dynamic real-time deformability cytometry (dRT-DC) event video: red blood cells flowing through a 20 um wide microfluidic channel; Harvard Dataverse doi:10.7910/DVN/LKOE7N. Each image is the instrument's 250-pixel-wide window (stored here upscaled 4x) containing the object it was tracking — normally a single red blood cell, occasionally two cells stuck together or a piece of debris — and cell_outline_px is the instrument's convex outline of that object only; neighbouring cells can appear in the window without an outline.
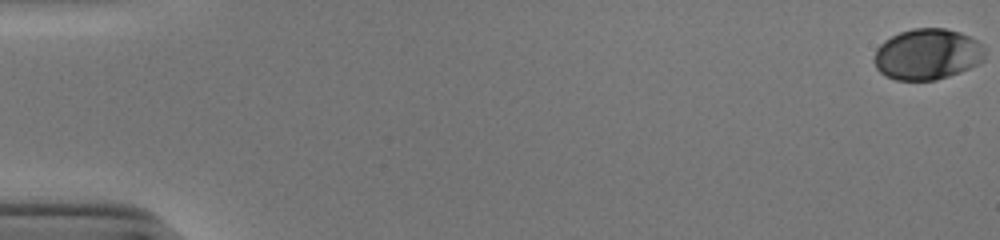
{"species": "human", "species_latin": "Homo sapiens", "temperature_condition": "cold", "stored_images_in_passage": 47, "camera_frame_rate_fps": 3000, "um_per_image_px": 0.085, "donor": {"sex": "male"}, "frame": {"image": 1, "passage_image": 1, "time_ms": 0.0, "image_size_px": [1000, 240], "cell_outline_px": [[984, 60], [980, 64], [960, 72], [936, 80], [896, 80], [884, 76], [876, 68], [872, 60], [876, 48], [884, 40], [900, 32], [912, 28], [944, 28], [960, 32], [984, 44]], "centroid_in_image_um": [78.81, 4.61], "position_along_channel_um": 6.2, "area_um2": 33.29}}
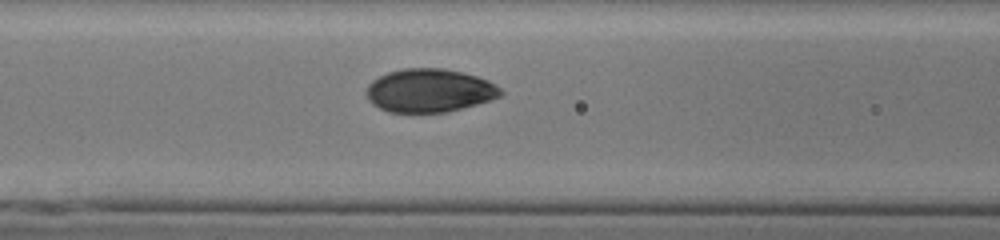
{"frame": {"image": 2, "passage_image": 24, "time_ms": 7.667, "image_size_px": [1000, 240], "cell_outline_px": [[504, 92], [500, 96], [476, 104], [448, 112], [388, 112], [372, 104], [368, 100], [368, 84], [372, 80], [388, 72], [404, 68], [444, 68], [476, 76], [488, 80], [500, 88]], "centroid_in_image_um": [36.49, 7.69], "position_along_channel_um": 130.1, "area_um2": 33.7}}
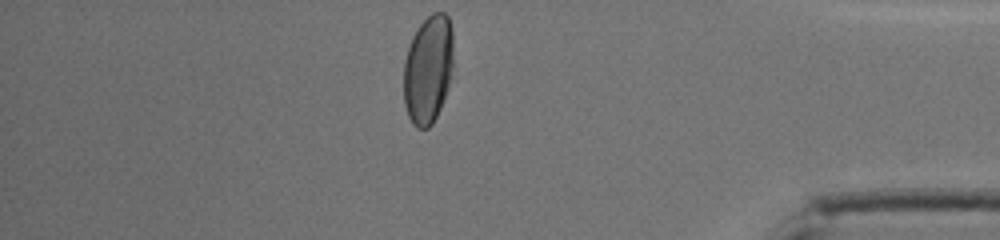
{"frame": {"image": 3, "passage_image": 47, "time_ms": 15.333, "image_size_px": [1000, 240], "cell_outline_px": [[452, 76], [440, 108], [432, 124], [428, 128], [416, 128], [412, 124], [408, 116], [404, 104], [404, 60], [412, 36], [420, 24], [432, 12], [444, 12], [448, 16], [452, 28]], "centroid_in_image_um": [36.38, 5.89], "position_along_channel_um": 398.8, "area_um2": 31.56}, "authors_computed_cell_mechanics": {"area_um2": 33.6396, "velocity_mm_per_s": 3.9025, "shape_relaxation_time_tau1_ms": 4.3106, "shape_relaxation_time_tau2_ms": null, "deformation_change_tau1": 0.1584, "deformation_change_tau2": null}}